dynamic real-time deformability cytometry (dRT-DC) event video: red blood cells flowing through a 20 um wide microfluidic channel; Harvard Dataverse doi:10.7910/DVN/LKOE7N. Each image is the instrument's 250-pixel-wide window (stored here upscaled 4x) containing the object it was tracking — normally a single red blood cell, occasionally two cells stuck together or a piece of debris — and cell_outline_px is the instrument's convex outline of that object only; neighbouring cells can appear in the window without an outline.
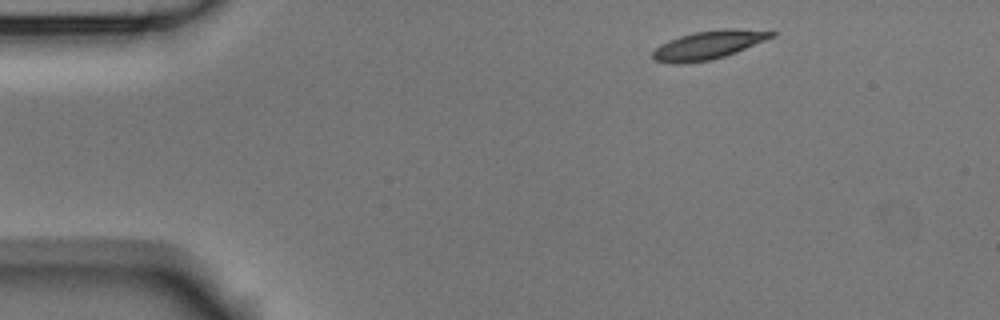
{"species": "Egyptian fruit bat (a non-hibernating species)", "species_latin": "Rousettus aegyptiacus", "temperature_condition": "room temperature", "stored_images_in_passage": 2, "camera_frame_rate_fps": 3000, "um_per_image_px": 0.085, "animal": {"sex": "male"}, "frame": {"image": 1, "passage_image": 1, "time_ms": 0.0, "image_size_px": [1000, 320], "cell_outline_px": [[776, 36], [736, 52], [712, 60], [680, 64], [676, 64], [652, 60], [652, 52], [660, 44], [680, 36], [696, 32], [724, 28], [736, 28], [776, 32]], "centroid_in_image_um": [60.21, 3.83], "position_along_channel_um": 24.8, "area_um2": 19.71}}